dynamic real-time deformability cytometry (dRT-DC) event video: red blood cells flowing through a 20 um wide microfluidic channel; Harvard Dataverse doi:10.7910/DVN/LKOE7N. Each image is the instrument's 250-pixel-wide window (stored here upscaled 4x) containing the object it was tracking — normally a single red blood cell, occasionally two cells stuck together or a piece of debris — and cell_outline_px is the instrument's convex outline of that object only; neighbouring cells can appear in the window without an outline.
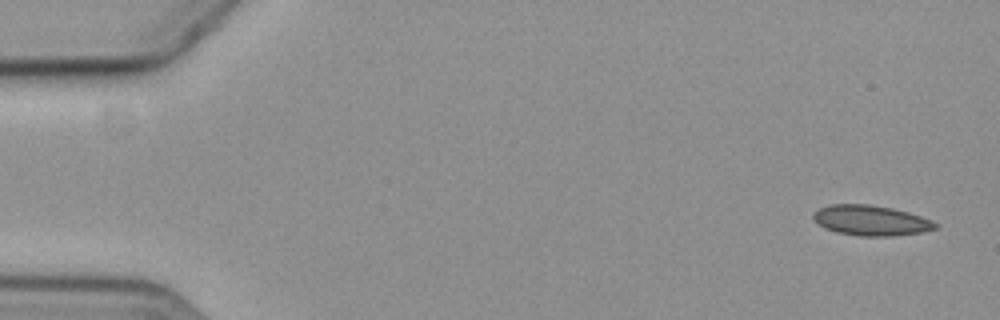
{"species": "common noctule bat (a hibernating species)", "species_latin": "Nyctalus noctula", "temperature_condition": "cold", "stored_images_in_passage": 8, "camera_frame_rate_fps": 3000, "um_per_image_px": 0.085, "animal": {"sex": "female", "body_mass_g": 19.3, "forearm_length_mm": 54.1}, "frame": {"image": 1, "passage_image": 1, "time_ms": 0.0, "image_size_px": [1000, 320], "cell_outline_px": [[936, 228], [920, 232], [892, 236], [860, 236], [836, 232], [824, 228], [812, 216], [812, 212], [820, 208], [832, 204], [868, 204], [892, 208], [908, 212], [920, 216], [936, 224]], "centroid_in_image_um": [73.97, 18.73], "position_along_channel_um": 11.0, "area_um2": 21.21}}
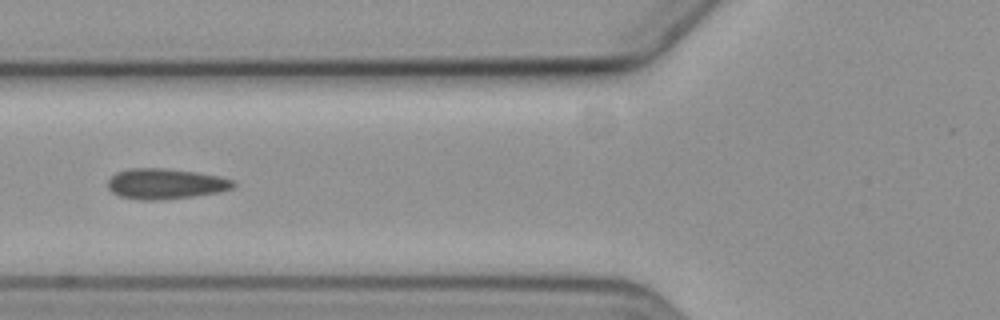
{"frame": {"image": 2, "passage_image": 6, "time_ms": 6.667, "image_size_px": [1000, 320], "cell_outline_px": [[236, 184], [232, 188], [220, 192], [192, 196], [160, 200], [140, 200], [120, 196], [112, 192], [108, 188], [108, 180], [116, 172], [128, 168], [164, 168], [196, 172], [220, 176], [232, 180]], "centroid_in_image_um": [14.05, 15.62], "position_along_channel_um": 111.7, "area_um2": 22.31}}
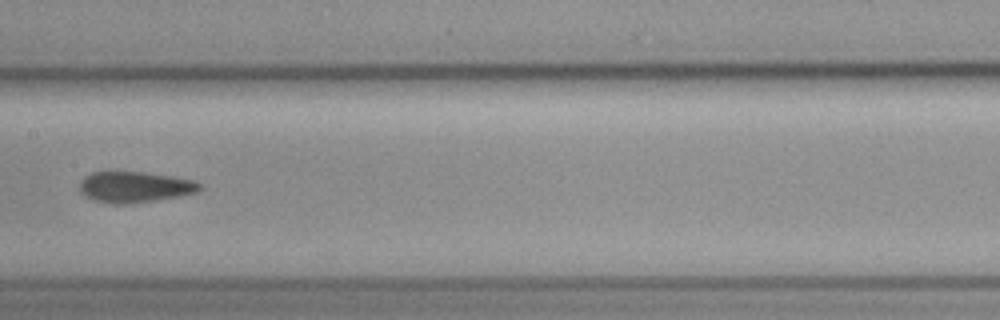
{"frame": {"image": 3, "passage_image": 8, "time_ms": 9.0, "image_size_px": [1000, 320], "cell_outline_px": [[204, 188], [196, 192], [180, 196], [156, 200], [128, 204], [112, 204], [92, 200], [84, 196], [80, 192], [80, 180], [84, 176], [92, 172], [144, 172], [192, 180], [200, 184]], "centroid_in_image_um": [11.41, 15.91], "position_along_channel_um": 196.0, "area_um2": 21.68}}